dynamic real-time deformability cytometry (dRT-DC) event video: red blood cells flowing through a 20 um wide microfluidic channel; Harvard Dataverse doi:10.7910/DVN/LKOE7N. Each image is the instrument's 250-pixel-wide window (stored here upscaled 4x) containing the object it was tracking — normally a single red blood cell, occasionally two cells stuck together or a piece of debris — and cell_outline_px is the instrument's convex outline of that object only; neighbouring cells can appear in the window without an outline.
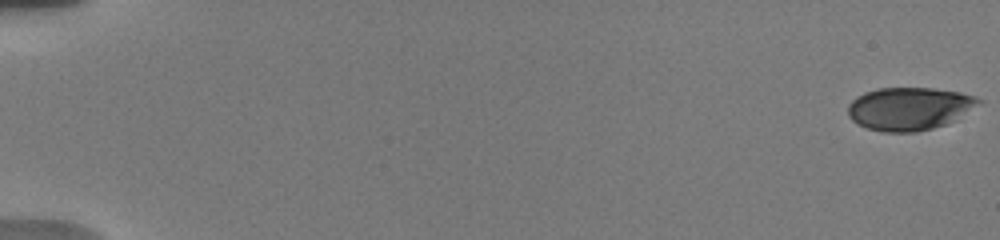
{"species": "human", "species_latin": "Homo sapiens", "temperature_condition": "warm", "stored_images_in_passage": 12, "camera_frame_rate_fps": 3000, "um_per_image_px": 0.085, "donor": {"sex": "male"}, "frame": {"image": 1, "passage_image": 1, "time_ms": 0.0, "image_size_px": [1000, 240], "cell_outline_px": [[984, 100], [952, 120], [944, 124], [932, 128], [916, 132], [880, 132], [856, 124], [848, 116], [848, 104], [856, 96], [864, 92], [876, 88], [932, 88], [960, 92], [976, 96]], "centroid_in_image_um": [77.22, 9.22], "position_along_channel_um": 7.8, "area_um2": 32.54}}
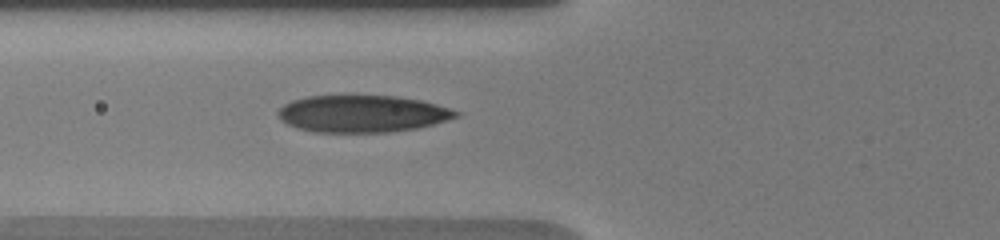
{"frame": {"image": 2, "passage_image": 12, "time_ms": 7.333, "image_size_px": [1000, 240], "cell_outline_px": [[460, 112], [456, 116], [432, 124], [416, 128], [388, 132], [312, 132], [296, 128], [280, 120], [276, 112], [284, 104], [292, 100], [308, 96], [396, 96], [420, 100], [436, 104]], "centroid_in_image_um": [30.72, 9.67], "position_along_channel_um": 95.1, "area_um2": 38.15}}